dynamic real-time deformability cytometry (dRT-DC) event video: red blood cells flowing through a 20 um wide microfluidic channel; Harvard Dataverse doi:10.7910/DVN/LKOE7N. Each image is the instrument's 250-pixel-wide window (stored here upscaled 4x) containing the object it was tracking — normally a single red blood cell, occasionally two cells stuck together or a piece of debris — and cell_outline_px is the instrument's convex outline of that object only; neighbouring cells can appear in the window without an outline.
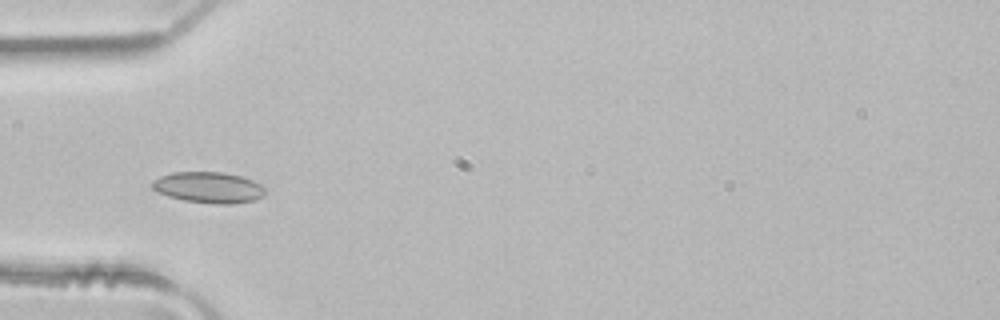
{"species": "common noctule bat (a hibernating species)", "species_latin": "Nyctalus noctula", "temperature_condition": "room temperature", "stored_images_in_passage": 3, "camera_frame_rate_fps": 3000, "um_per_image_px": 0.085, "animal": {"sex": "male", "body_mass_g": 21.5, "forearm_length_mm": 52.0}, "frame": {"image": 1, "passage_image": 2, "time_ms": 0.333, "image_size_px": [1000, 320], "cell_outline_px": [[264, 196], [252, 200], [232, 204], [216, 204], [184, 200], [168, 196], [156, 192], [152, 188], [152, 180], [160, 176], [172, 172], [224, 172], [240, 176], [252, 180], [260, 184], [264, 188]], "centroid_in_image_um": [17.7, 15.93], "position_along_channel_um": 67.3, "area_um2": 20.4}}
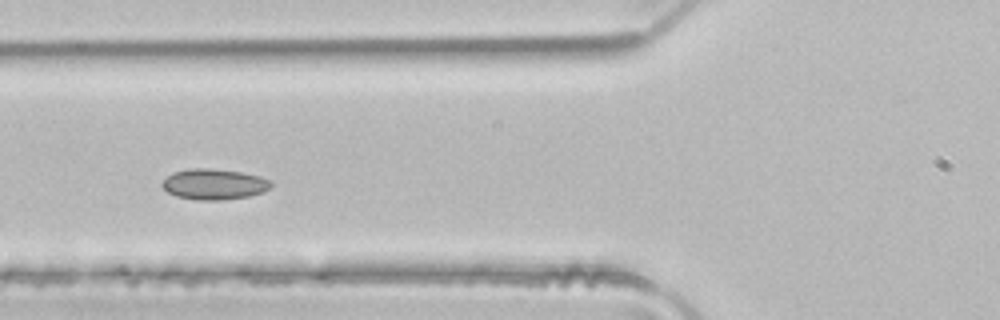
{"frame": {"image": 2, "passage_image": 3, "time_ms": 0.667, "image_size_px": [1000, 320], "cell_outline_px": [[272, 184], [264, 192], [248, 196], [220, 200], [196, 200], [176, 196], [168, 192], [160, 184], [172, 172], [188, 168], [208, 168], [240, 172], [260, 176], [272, 180]], "centroid_in_image_um": [18.19, 15.65], "position_along_channel_um": 107.6, "area_um2": 19.48}}